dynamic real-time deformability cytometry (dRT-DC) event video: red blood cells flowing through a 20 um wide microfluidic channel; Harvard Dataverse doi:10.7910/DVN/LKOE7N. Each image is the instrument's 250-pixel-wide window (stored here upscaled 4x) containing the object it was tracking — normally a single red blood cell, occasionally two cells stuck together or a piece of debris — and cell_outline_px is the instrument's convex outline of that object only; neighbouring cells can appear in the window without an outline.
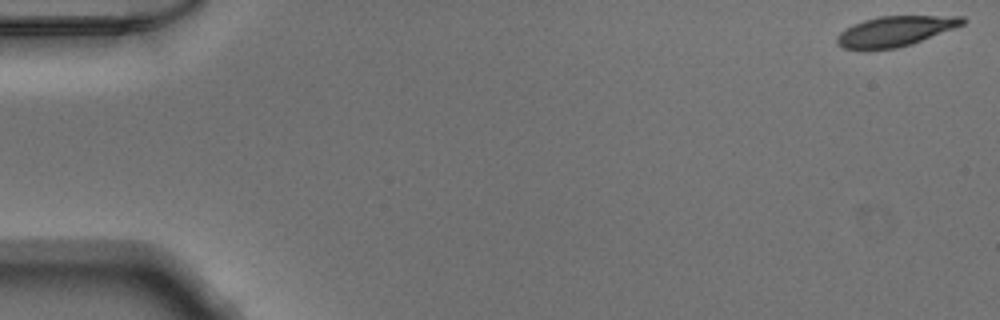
{"species": "Egyptian fruit bat (a non-hibernating species)", "species_latin": "Rousettus aegyptiacus", "temperature_condition": "warm", "stored_images_in_passage": 50, "camera_frame_rate_fps": 3000, "um_per_image_px": 0.085, "animal": {"sex": "male"}, "frame": {"image": 1, "passage_image": 1, "time_ms": 0.0, "image_size_px": [1000, 320], "cell_outline_px": [[968, 20], [964, 24], [912, 44], [896, 48], [860, 52], [844, 48], [836, 44], [836, 36], [840, 32], [852, 24], [864, 20], [880, 16], [964, 16]], "centroid_in_image_um": [76.03, 2.68], "position_along_channel_um": 9.0, "area_um2": 22.54}}
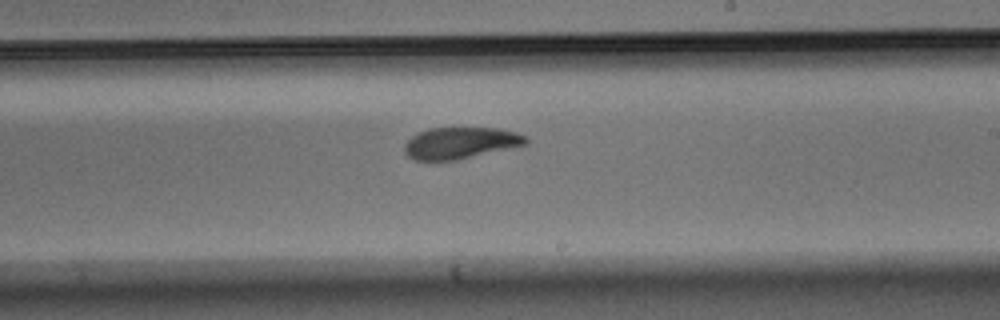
{"frame": {"image": 2, "passage_image": 30, "time_ms": 9.667, "image_size_px": [1000, 320], "cell_outline_px": [[528, 144], [456, 160], [416, 160], [408, 156], [404, 152], [404, 144], [412, 136], [428, 128], [496, 128], [516, 132], [524, 136], [528, 140]], "centroid_in_image_um": [39.12, 12.15], "position_along_channel_um": 249.9, "area_um2": 22.14}}
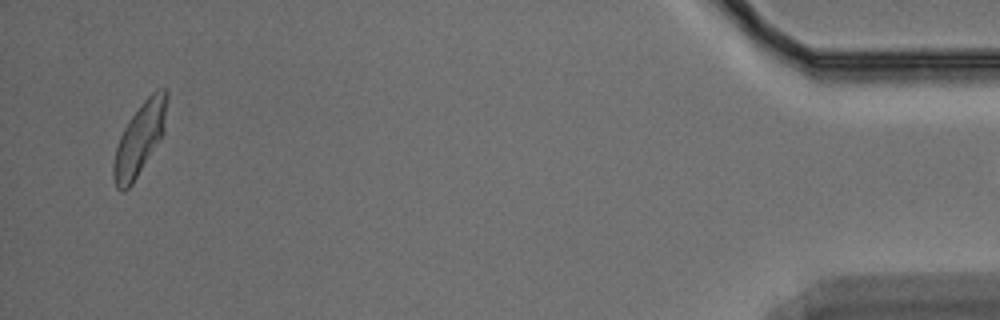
{"frame": {"image": 3, "passage_image": 49, "time_ms": 16.0, "image_size_px": [1000, 320], "cell_outline_px": [[168, 96], [164, 132], [132, 184], [124, 192], [120, 192], [116, 188], [112, 176], [112, 164], [116, 148], [120, 136], [128, 120], [140, 104], [156, 88], [168, 88]], "centroid_in_image_um": [11.86, 11.78], "position_along_channel_um": 423.3, "area_um2": 22.54}}